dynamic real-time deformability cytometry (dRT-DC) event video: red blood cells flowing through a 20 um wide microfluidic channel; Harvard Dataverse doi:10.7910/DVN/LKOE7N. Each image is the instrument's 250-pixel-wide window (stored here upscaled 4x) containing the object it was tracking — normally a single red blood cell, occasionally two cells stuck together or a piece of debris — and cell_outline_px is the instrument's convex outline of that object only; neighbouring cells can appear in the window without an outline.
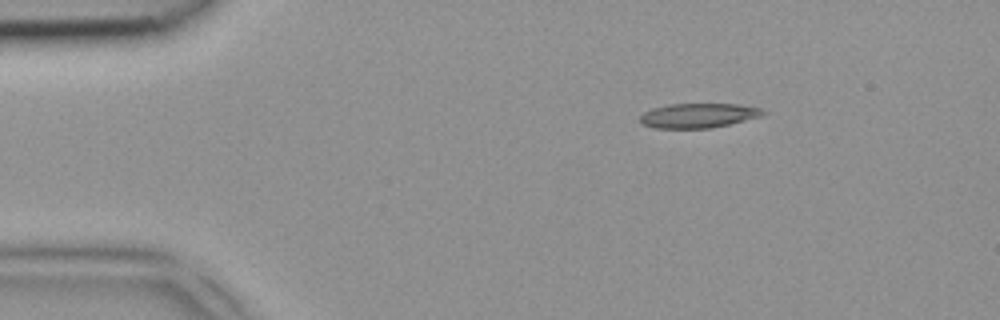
{"species": "common noctule bat (a hibernating species)", "species_latin": "Nyctalus noctula", "temperature_condition": "room temperature", "stored_images_in_passage": 3, "camera_frame_rate_fps": 3000, "um_per_image_px": 0.085, "animal": {"sex": "female", "body_mass_g": 18.4}, "frame": {"image": 1, "passage_image": 1, "time_ms": 0.0, "image_size_px": [1000, 320], "cell_outline_px": [[768, 112], [764, 116], [712, 128], [652, 128], [644, 124], [640, 120], [640, 116], [644, 112], [652, 108], [668, 104], [736, 104], [760, 108]], "centroid_in_image_um": [59.39, 9.82], "position_along_channel_um": 25.6, "area_um2": 17.69}}
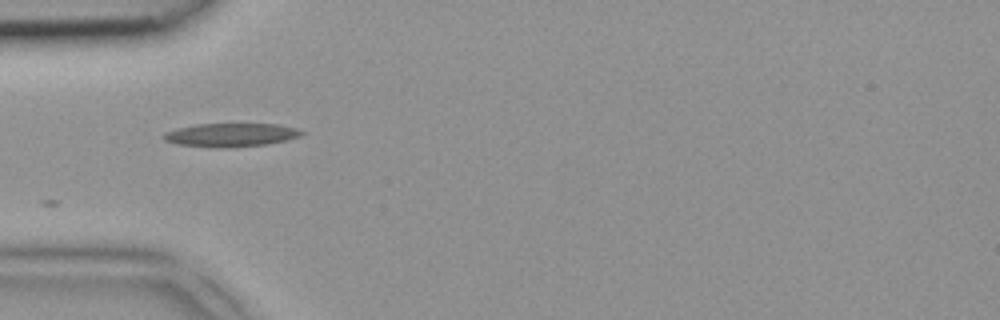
{"frame": {"image": 2, "passage_image": 3, "time_ms": 0.667, "image_size_px": [1000, 320], "cell_outline_px": [[304, 132], [300, 136], [288, 140], [264, 144], [228, 148], [212, 148], [176, 144], [164, 140], [160, 136], [164, 132], [176, 128], [196, 124], [280, 124], [296, 128]], "centroid_in_image_um": [19.57, 11.47], "position_along_channel_um": 65.4, "area_um2": 19.13}}